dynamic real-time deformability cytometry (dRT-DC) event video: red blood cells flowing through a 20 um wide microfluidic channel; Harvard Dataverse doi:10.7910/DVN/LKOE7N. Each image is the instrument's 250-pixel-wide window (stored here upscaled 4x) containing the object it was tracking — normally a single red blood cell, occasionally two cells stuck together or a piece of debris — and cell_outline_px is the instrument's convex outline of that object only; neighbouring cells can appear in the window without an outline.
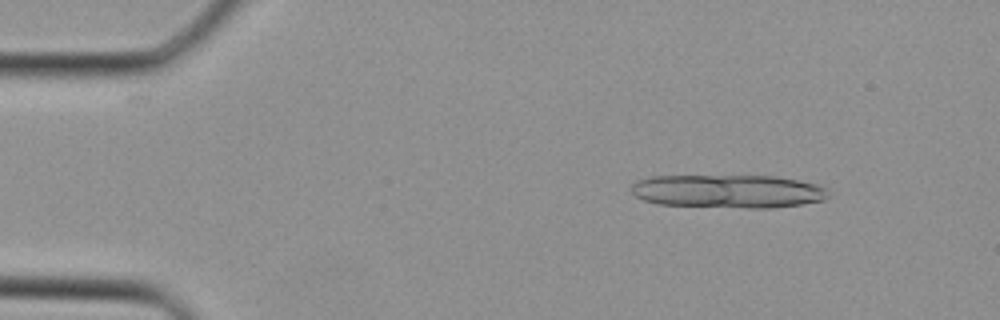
{"species": "Egyptian fruit bat (a non-hibernating species)", "species_latin": "Rousettus aegyptiacus", "temperature_condition": "cold", "stored_images_in_passage": 37, "camera_frame_rate_fps": 3000, "um_per_image_px": 0.085, "animal": {"sex": "female"}, "frame": {"image": 1, "passage_image": 5, "time_ms": 1.333, "image_size_px": [1000, 320], "cell_outline_px": [[828, 196], [824, 200], [804, 204], [772, 208], [748, 208], [660, 204], [644, 200], [636, 196], [628, 188], [636, 180], [652, 176], [776, 176], [800, 180], [816, 184], [828, 188]], "centroid_in_image_um": [61.91, 16.25], "position_along_channel_um": 23.1, "area_um2": 38.55}}
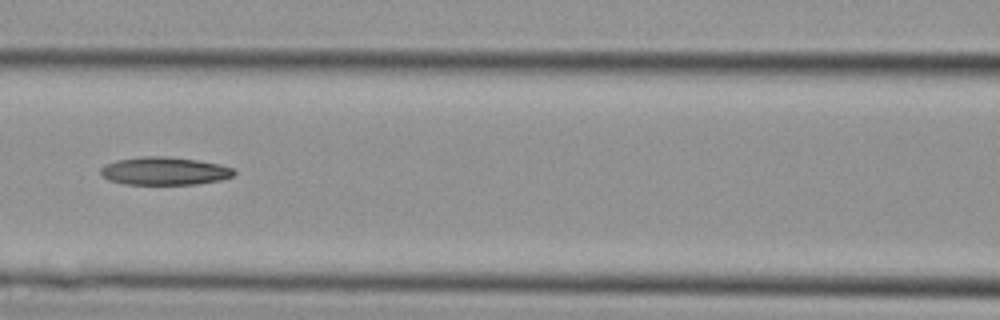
{"frame": {"image": 2, "passage_image": 17, "time_ms": 5.333, "image_size_px": [1000, 320], "cell_outline_px": [[236, 172], [232, 176], [220, 180], [196, 184], [124, 184], [108, 180], [100, 172], [100, 168], [104, 164], [116, 160], [140, 156], [164, 156], [196, 160], [220, 164], [232, 168]], "centroid_in_image_um": [13.94, 14.53], "position_along_channel_um": 152.7, "area_um2": 21.73}}
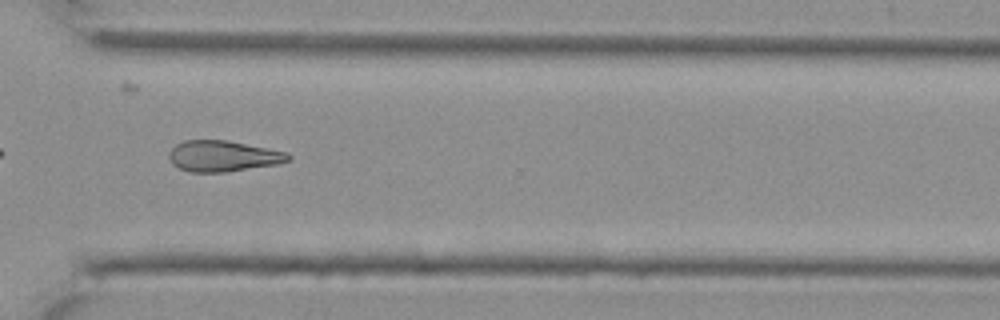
{"frame": {"image": 3, "passage_image": 28, "time_ms": 9.0, "image_size_px": [1000, 320], "cell_outline_px": [[292, 160], [276, 164], [224, 172], [192, 172], [180, 168], [172, 164], [168, 156], [168, 152], [176, 144], [184, 140], [228, 140], [288, 152], [292, 156]], "centroid_in_image_um": [18.96, 13.26], "position_along_channel_um": 351.6, "area_um2": 21.56}}